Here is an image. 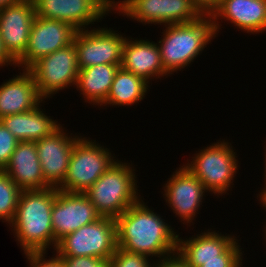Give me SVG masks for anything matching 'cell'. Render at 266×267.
Segmentation results:
<instances>
[{
	"instance_id": "6da1fadb",
	"label": "cell",
	"mask_w": 266,
	"mask_h": 267,
	"mask_svg": "<svg viewBox=\"0 0 266 267\" xmlns=\"http://www.w3.org/2000/svg\"><path fill=\"white\" fill-rule=\"evenodd\" d=\"M115 221L119 248L157 260L177 252V232L142 198Z\"/></svg>"
},
{
	"instance_id": "7a4b0ae2",
	"label": "cell",
	"mask_w": 266,
	"mask_h": 267,
	"mask_svg": "<svg viewBox=\"0 0 266 267\" xmlns=\"http://www.w3.org/2000/svg\"><path fill=\"white\" fill-rule=\"evenodd\" d=\"M56 189L21 191L14 220L8 225L24 254L54 250L51 213Z\"/></svg>"
},
{
	"instance_id": "3957f363",
	"label": "cell",
	"mask_w": 266,
	"mask_h": 267,
	"mask_svg": "<svg viewBox=\"0 0 266 267\" xmlns=\"http://www.w3.org/2000/svg\"><path fill=\"white\" fill-rule=\"evenodd\" d=\"M159 40L162 65L172 75L188 67L216 37L212 17L202 16L194 22L165 25Z\"/></svg>"
},
{
	"instance_id": "277c9868",
	"label": "cell",
	"mask_w": 266,
	"mask_h": 267,
	"mask_svg": "<svg viewBox=\"0 0 266 267\" xmlns=\"http://www.w3.org/2000/svg\"><path fill=\"white\" fill-rule=\"evenodd\" d=\"M136 177L132 164L116 160L84 194L101 217L116 219L142 198Z\"/></svg>"
},
{
	"instance_id": "5b68a950",
	"label": "cell",
	"mask_w": 266,
	"mask_h": 267,
	"mask_svg": "<svg viewBox=\"0 0 266 267\" xmlns=\"http://www.w3.org/2000/svg\"><path fill=\"white\" fill-rule=\"evenodd\" d=\"M192 161L184 166L188 168L206 188L208 193L217 197L227 194L238 170L237 153L224 139L198 151Z\"/></svg>"
},
{
	"instance_id": "8992f818",
	"label": "cell",
	"mask_w": 266,
	"mask_h": 267,
	"mask_svg": "<svg viewBox=\"0 0 266 267\" xmlns=\"http://www.w3.org/2000/svg\"><path fill=\"white\" fill-rule=\"evenodd\" d=\"M96 140L81 137L74 145L60 191L84 193L118 159Z\"/></svg>"
},
{
	"instance_id": "52a82bcc",
	"label": "cell",
	"mask_w": 266,
	"mask_h": 267,
	"mask_svg": "<svg viewBox=\"0 0 266 267\" xmlns=\"http://www.w3.org/2000/svg\"><path fill=\"white\" fill-rule=\"evenodd\" d=\"M118 248L114 218L100 217L57 242V256H91L110 259Z\"/></svg>"
},
{
	"instance_id": "ba28073f",
	"label": "cell",
	"mask_w": 266,
	"mask_h": 267,
	"mask_svg": "<svg viewBox=\"0 0 266 267\" xmlns=\"http://www.w3.org/2000/svg\"><path fill=\"white\" fill-rule=\"evenodd\" d=\"M27 70L32 74L43 99L53 97V94L68 86H75L79 66L74 42L38 59Z\"/></svg>"
},
{
	"instance_id": "9c48e42d",
	"label": "cell",
	"mask_w": 266,
	"mask_h": 267,
	"mask_svg": "<svg viewBox=\"0 0 266 267\" xmlns=\"http://www.w3.org/2000/svg\"><path fill=\"white\" fill-rule=\"evenodd\" d=\"M116 11L145 25L189 23L202 17L192 0H118Z\"/></svg>"
},
{
	"instance_id": "30bf717a",
	"label": "cell",
	"mask_w": 266,
	"mask_h": 267,
	"mask_svg": "<svg viewBox=\"0 0 266 267\" xmlns=\"http://www.w3.org/2000/svg\"><path fill=\"white\" fill-rule=\"evenodd\" d=\"M35 16L58 20L76 30L88 29L89 24L102 21L115 11V0H32Z\"/></svg>"
},
{
	"instance_id": "8fae6325",
	"label": "cell",
	"mask_w": 266,
	"mask_h": 267,
	"mask_svg": "<svg viewBox=\"0 0 266 267\" xmlns=\"http://www.w3.org/2000/svg\"><path fill=\"white\" fill-rule=\"evenodd\" d=\"M108 27L78 30L74 37L79 69L94 65H121L127 37Z\"/></svg>"
},
{
	"instance_id": "7c38bea8",
	"label": "cell",
	"mask_w": 266,
	"mask_h": 267,
	"mask_svg": "<svg viewBox=\"0 0 266 267\" xmlns=\"http://www.w3.org/2000/svg\"><path fill=\"white\" fill-rule=\"evenodd\" d=\"M76 30L72 25L58 20L35 16L24 54L17 67L28 69L38 59L73 43Z\"/></svg>"
},
{
	"instance_id": "4fadbf2b",
	"label": "cell",
	"mask_w": 266,
	"mask_h": 267,
	"mask_svg": "<svg viewBox=\"0 0 266 267\" xmlns=\"http://www.w3.org/2000/svg\"><path fill=\"white\" fill-rule=\"evenodd\" d=\"M163 187V197L183 224L192 225L208 191L184 165L177 168ZM192 222V223H191Z\"/></svg>"
},
{
	"instance_id": "5bb4252c",
	"label": "cell",
	"mask_w": 266,
	"mask_h": 267,
	"mask_svg": "<svg viewBox=\"0 0 266 267\" xmlns=\"http://www.w3.org/2000/svg\"><path fill=\"white\" fill-rule=\"evenodd\" d=\"M100 217L84 193L56 189V198L51 213L54 250L57 242L64 236L95 222Z\"/></svg>"
},
{
	"instance_id": "9a60e30c",
	"label": "cell",
	"mask_w": 266,
	"mask_h": 267,
	"mask_svg": "<svg viewBox=\"0 0 266 267\" xmlns=\"http://www.w3.org/2000/svg\"><path fill=\"white\" fill-rule=\"evenodd\" d=\"M63 126L53 134L35 142L38 159L46 183L59 188L66 177L70 156L75 143L83 136L64 132Z\"/></svg>"
},
{
	"instance_id": "2e32d148",
	"label": "cell",
	"mask_w": 266,
	"mask_h": 267,
	"mask_svg": "<svg viewBox=\"0 0 266 267\" xmlns=\"http://www.w3.org/2000/svg\"><path fill=\"white\" fill-rule=\"evenodd\" d=\"M34 19L32 0H21L0 9V36L7 52L16 61L25 52Z\"/></svg>"
},
{
	"instance_id": "e0dca14e",
	"label": "cell",
	"mask_w": 266,
	"mask_h": 267,
	"mask_svg": "<svg viewBox=\"0 0 266 267\" xmlns=\"http://www.w3.org/2000/svg\"><path fill=\"white\" fill-rule=\"evenodd\" d=\"M230 21L236 28L259 34L266 31V0H222L218 11L212 16L215 34L221 30L217 20Z\"/></svg>"
},
{
	"instance_id": "ac0fdd59",
	"label": "cell",
	"mask_w": 266,
	"mask_h": 267,
	"mask_svg": "<svg viewBox=\"0 0 266 267\" xmlns=\"http://www.w3.org/2000/svg\"><path fill=\"white\" fill-rule=\"evenodd\" d=\"M3 170L21 191L41 190L50 187L43 177L35 142H18Z\"/></svg>"
},
{
	"instance_id": "d6986e66",
	"label": "cell",
	"mask_w": 266,
	"mask_h": 267,
	"mask_svg": "<svg viewBox=\"0 0 266 267\" xmlns=\"http://www.w3.org/2000/svg\"><path fill=\"white\" fill-rule=\"evenodd\" d=\"M22 71L0 85V118L30 111L44 101L32 74Z\"/></svg>"
},
{
	"instance_id": "ffe728a7",
	"label": "cell",
	"mask_w": 266,
	"mask_h": 267,
	"mask_svg": "<svg viewBox=\"0 0 266 267\" xmlns=\"http://www.w3.org/2000/svg\"><path fill=\"white\" fill-rule=\"evenodd\" d=\"M121 67L134 75L150 80L168 76L162 65L158 44L144 39H127L123 46Z\"/></svg>"
},
{
	"instance_id": "44dd1931",
	"label": "cell",
	"mask_w": 266,
	"mask_h": 267,
	"mask_svg": "<svg viewBox=\"0 0 266 267\" xmlns=\"http://www.w3.org/2000/svg\"><path fill=\"white\" fill-rule=\"evenodd\" d=\"M231 235V236H230ZM219 234V231L206 232L186 240L177 236V253L191 267L203 265V261L221 260V254L236 240L234 235Z\"/></svg>"
},
{
	"instance_id": "7402d4cb",
	"label": "cell",
	"mask_w": 266,
	"mask_h": 267,
	"mask_svg": "<svg viewBox=\"0 0 266 267\" xmlns=\"http://www.w3.org/2000/svg\"><path fill=\"white\" fill-rule=\"evenodd\" d=\"M42 105L20 114H13L0 118V122L19 141L36 142L53 134L62 125L52 120L45 111H41Z\"/></svg>"
},
{
	"instance_id": "603a6c76",
	"label": "cell",
	"mask_w": 266,
	"mask_h": 267,
	"mask_svg": "<svg viewBox=\"0 0 266 267\" xmlns=\"http://www.w3.org/2000/svg\"><path fill=\"white\" fill-rule=\"evenodd\" d=\"M121 65L101 64L79 69L76 90L92 105H103Z\"/></svg>"
},
{
	"instance_id": "cb8c5ba5",
	"label": "cell",
	"mask_w": 266,
	"mask_h": 267,
	"mask_svg": "<svg viewBox=\"0 0 266 267\" xmlns=\"http://www.w3.org/2000/svg\"><path fill=\"white\" fill-rule=\"evenodd\" d=\"M150 83L144 78L119 67L110 92L101 106H132L139 103L147 95Z\"/></svg>"
},
{
	"instance_id": "d4e9b609",
	"label": "cell",
	"mask_w": 266,
	"mask_h": 267,
	"mask_svg": "<svg viewBox=\"0 0 266 267\" xmlns=\"http://www.w3.org/2000/svg\"><path fill=\"white\" fill-rule=\"evenodd\" d=\"M21 190L4 170H0V220L10 224L15 217Z\"/></svg>"
},
{
	"instance_id": "484cf974",
	"label": "cell",
	"mask_w": 266,
	"mask_h": 267,
	"mask_svg": "<svg viewBox=\"0 0 266 267\" xmlns=\"http://www.w3.org/2000/svg\"><path fill=\"white\" fill-rule=\"evenodd\" d=\"M148 256L117 248L110 258V267H152Z\"/></svg>"
},
{
	"instance_id": "4316f807",
	"label": "cell",
	"mask_w": 266,
	"mask_h": 267,
	"mask_svg": "<svg viewBox=\"0 0 266 267\" xmlns=\"http://www.w3.org/2000/svg\"><path fill=\"white\" fill-rule=\"evenodd\" d=\"M240 243L236 239L222 254L221 260L203 261L199 267H241L243 253L240 249Z\"/></svg>"
},
{
	"instance_id": "83f0119b",
	"label": "cell",
	"mask_w": 266,
	"mask_h": 267,
	"mask_svg": "<svg viewBox=\"0 0 266 267\" xmlns=\"http://www.w3.org/2000/svg\"><path fill=\"white\" fill-rule=\"evenodd\" d=\"M18 142L12 133L0 122V170H3L8 164Z\"/></svg>"
},
{
	"instance_id": "f1b7e54d",
	"label": "cell",
	"mask_w": 266,
	"mask_h": 267,
	"mask_svg": "<svg viewBox=\"0 0 266 267\" xmlns=\"http://www.w3.org/2000/svg\"><path fill=\"white\" fill-rule=\"evenodd\" d=\"M64 267H110V259L91 256H58Z\"/></svg>"
},
{
	"instance_id": "f546056e",
	"label": "cell",
	"mask_w": 266,
	"mask_h": 267,
	"mask_svg": "<svg viewBox=\"0 0 266 267\" xmlns=\"http://www.w3.org/2000/svg\"><path fill=\"white\" fill-rule=\"evenodd\" d=\"M45 252L42 253H26L24 254L28 261L30 267H64L60 258L54 254L53 257L46 259Z\"/></svg>"
},
{
	"instance_id": "4dcf8cb0",
	"label": "cell",
	"mask_w": 266,
	"mask_h": 267,
	"mask_svg": "<svg viewBox=\"0 0 266 267\" xmlns=\"http://www.w3.org/2000/svg\"><path fill=\"white\" fill-rule=\"evenodd\" d=\"M194 8L201 16L212 17L222 4V0H192Z\"/></svg>"
},
{
	"instance_id": "1f68e13d",
	"label": "cell",
	"mask_w": 266,
	"mask_h": 267,
	"mask_svg": "<svg viewBox=\"0 0 266 267\" xmlns=\"http://www.w3.org/2000/svg\"><path fill=\"white\" fill-rule=\"evenodd\" d=\"M152 267H191V266L187 264L176 252L168 257L157 260Z\"/></svg>"
},
{
	"instance_id": "d6a6232c",
	"label": "cell",
	"mask_w": 266,
	"mask_h": 267,
	"mask_svg": "<svg viewBox=\"0 0 266 267\" xmlns=\"http://www.w3.org/2000/svg\"><path fill=\"white\" fill-rule=\"evenodd\" d=\"M11 64V65H10ZM15 66L17 67V61L7 52L4 43L0 36V67L6 66Z\"/></svg>"
},
{
	"instance_id": "836d02e7",
	"label": "cell",
	"mask_w": 266,
	"mask_h": 267,
	"mask_svg": "<svg viewBox=\"0 0 266 267\" xmlns=\"http://www.w3.org/2000/svg\"><path fill=\"white\" fill-rule=\"evenodd\" d=\"M19 1L21 0H0V9L12 5L14 3H17Z\"/></svg>"
},
{
	"instance_id": "e575fe53",
	"label": "cell",
	"mask_w": 266,
	"mask_h": 267,
	"mask_svg": "<svg viewBox=\"0 0 266 267\" xmlns=\"http://www.w3.org/2000/svg\"><path fill=\"white\" fill-rule=\"evenodd\" d=\"M265 151H266V149H265ZM264 158H265V161H264V163H265V166H264V168H265L264 169L265 170L264 171L265 172L264 173V179L265 180L264 181L265 182L264 183L266 184V152H265V157ZM265 184H264V187L261 189L262 192H259L260 194H258L259 195V198H261L266 193V185Z\"/></svg>"
},
{
	"instance_id": "d590c367",
	"label": "cell",
	"mask_w": 266,
	"mask_h": 267,
	"mask_svg": "<svg viewBox=\"0 0 266 267\" xmlns=\"http://www.w3.org/2000/svg\"><path fill=\"white\" fill-rule=\"evenodd\" d=\"M259 203L264 207V209L266 210V193L259 199Z\"/></svg>"
}]
</instances>
